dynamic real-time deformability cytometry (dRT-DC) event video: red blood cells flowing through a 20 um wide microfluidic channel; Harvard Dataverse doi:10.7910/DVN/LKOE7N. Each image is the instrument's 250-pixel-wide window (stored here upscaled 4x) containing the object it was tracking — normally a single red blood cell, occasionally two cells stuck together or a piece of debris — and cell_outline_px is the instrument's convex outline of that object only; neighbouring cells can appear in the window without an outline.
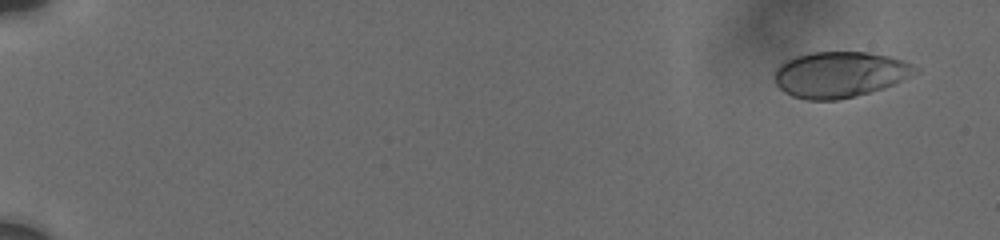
{"species": "human", "species_latin": "Homo sapiens", "temperature_condition": "cold", "stored_images_in_passage": 20, "camera_frame_rate_fps": 3000, "um_per_image_px": 0.085, "donor": {"sex": "male"}, "frame": {"image": 1, "passage_image": 2, "time_ms": 0.667, "image_size_px": [1000, 240], "cell_outline_px": [[920, 72], [912, 76], [884, 88], [856, 96], [836, 100], [808, 100], [792, 96], [784, 92], [776, 84], [772, 72], [784, 60], [796, 56], [812, 52], [868, 52], [888, 56], [904, 60], [920, 68]], "centroid_in_image_um": [71.38, 6.33], "position_along_channel_um": 13.6, "area_um2": 38.03}}
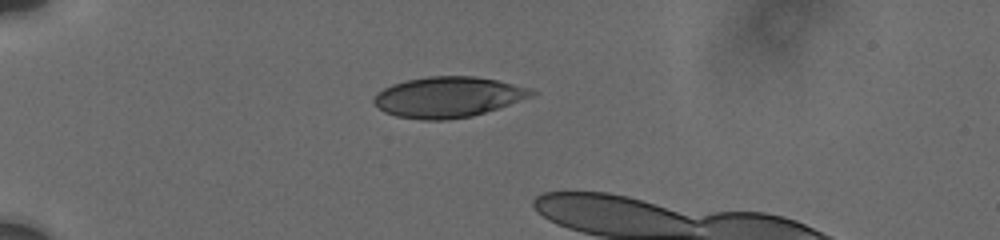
{"frame": {"image": 2, "passage_image": 13, "time_ms": 5.333, "image_size_px": [1000, 240], "cell_outline_px": [[536, 92], [532, 96], [472, 116], [444, 120], [424, 120], [396, 116], [384, 112], [372, 100], [376, 92], [392, 84], [408, 80], [428, 76], [476, 76], [496, 80], [532, 88]], "centroid_in_image_um": [38.06, 8.24], "position_along_channel_um": 46.9, "area_um2": 37.05}}